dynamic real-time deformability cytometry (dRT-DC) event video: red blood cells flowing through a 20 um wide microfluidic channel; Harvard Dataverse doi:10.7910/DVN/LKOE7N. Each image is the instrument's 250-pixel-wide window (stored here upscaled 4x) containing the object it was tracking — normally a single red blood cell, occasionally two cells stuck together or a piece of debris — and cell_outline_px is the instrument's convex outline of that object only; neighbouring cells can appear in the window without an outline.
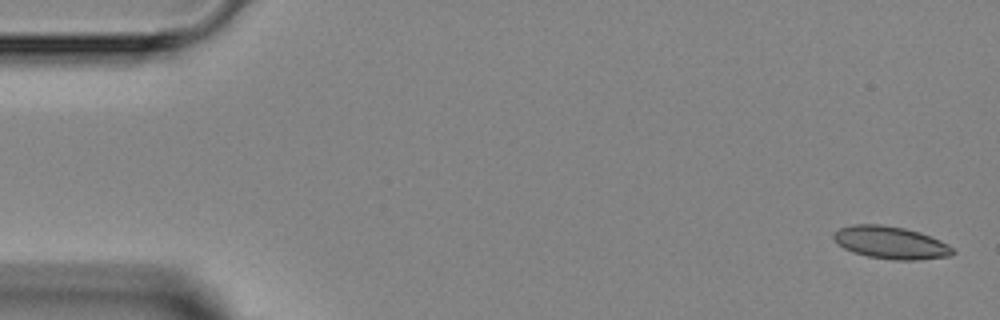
{"species": "Egyptian fruit bat (a non-hibernating species)", "species_latin": "Rousettus aegyptiacus", "temperature_condition": "room temperature", "stored_images_in_passage": 5, "camera_frame_rate_fps": 3000, "um_per_image_px": 0.085, "animal": {"sex": "female"}, "frame": {"image": 1, "passage_image": 1, "time_ms": 0.0, "image_size_px": [1000, 320], "cell_outline_px": [[956, 252], [952, 256], [920, 260], [892, 260], [868, 256], [852, 252], [844, 248], [832, 236], [832, 232], [840, 228], [852, 224], [880, 224], [904, 228], [920, 232], [940, 240], [948, 244]], "centroid_in_image_um": [75.73, 20.62], "position_along_channel_um": 9.3, "area_um2": 22.72}}